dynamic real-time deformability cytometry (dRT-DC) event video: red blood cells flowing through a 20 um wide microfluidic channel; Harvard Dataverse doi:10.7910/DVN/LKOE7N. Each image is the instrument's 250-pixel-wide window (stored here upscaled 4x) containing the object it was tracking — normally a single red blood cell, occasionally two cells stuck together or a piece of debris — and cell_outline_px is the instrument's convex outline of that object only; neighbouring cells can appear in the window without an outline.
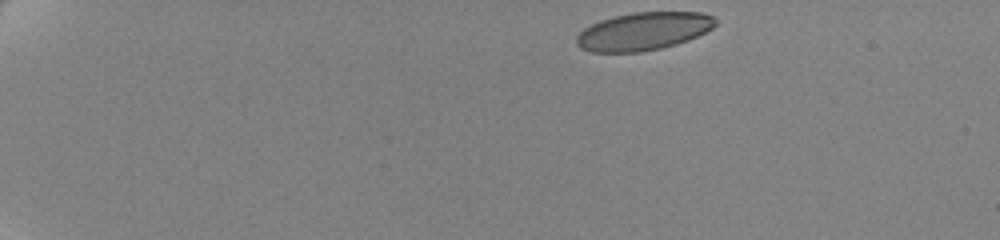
{"species": "human", "species_latin": "Homo sapiens", "temperature_condition": "cold", "stored_images_in_passage": 50, "camera_frame_rate_fps": 3000, "um_per_image_px": 0.085, "donor": {"sex": "female"}, "frame": {"image": 1, "passage_image": 1, "time_ms": 0.0, "image_size_px": [1000, 240], "cell_outline_px": [[716, 24], [712, 28], [688, 40], [676, 44], [660, 48], [640, 52], [592, 52], [580, 48], [576, 44], [576, 36], [584, 28], [600, 20], [632, 12], [700, 12], [712, 16], [716, 20]], "centroid_in_image_um": [54.67, 2.66], "position_along_channel_um": 30.3, "area_um2": 30.58}}
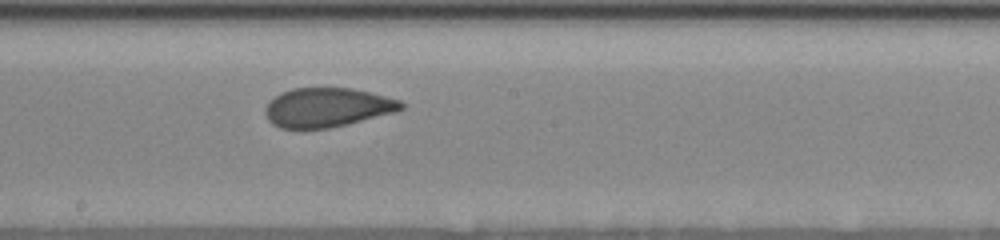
{"frame": {"image": 2, "passage_image": 27, "time_ms": 8.667, "image_size_px": [1000, 240], "cell_outline_px": [[404, 108], [392, 112], [328, 128], [280, 128], [272, 124], [268, 120], [264, 112], [264, 108], [268, 100], [280, 92], [292, 88], [352, 88], [372, 92], [400, 100], [404, 104]], "centroid_in_image_um": [27.74, 9.11], "position_along_channel_um": 220.5, "area_um2": 30.92}}
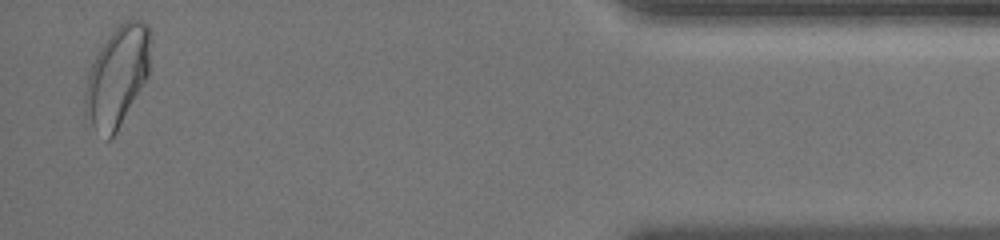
{"frame": {"image": 3, "passage_image": 49, "time_ms": 16.0, "image_size_px": [1000, 240], "cell_outline_px": [[152, 32], [148, 76], [116, 132], [108, 140], [84, 120], [84, 96], [88, 76], [92, 64], [100, 48], [108, 36], [124, 20], [144, 20], [148, 24]], "centroid_in_image_um": [9.98, 6.47], "position_along_channel_um": 425.2, "area_um2": 38.26}, "authors_computed_cell_mechanics": {"area_um2": 32.2813, "velocity_mm_per_s": 3.4887, "shape_relaxation_time_tau1_ms": 7.3576, "shape_relaxation_time_tau2_ms": 0.8163, "deformation_change_tau1": 0.1572, "deformation_change_tau2": 0.0624}}